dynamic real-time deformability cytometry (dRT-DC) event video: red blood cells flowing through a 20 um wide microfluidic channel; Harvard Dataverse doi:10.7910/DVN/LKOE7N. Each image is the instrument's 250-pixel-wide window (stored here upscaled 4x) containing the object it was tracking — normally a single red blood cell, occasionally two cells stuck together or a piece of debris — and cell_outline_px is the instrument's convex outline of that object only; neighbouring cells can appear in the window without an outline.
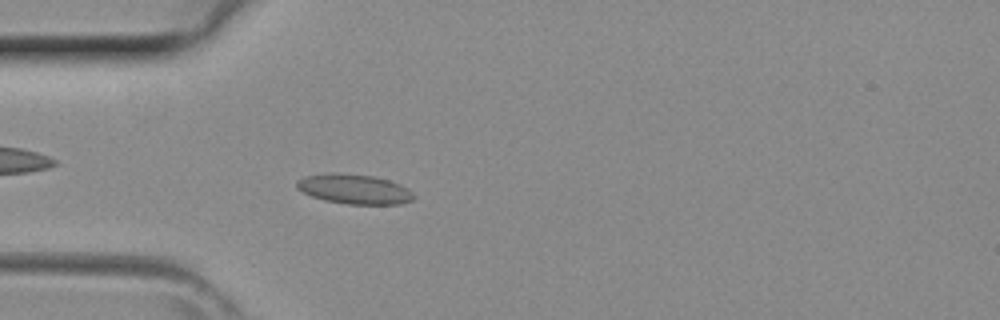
{"species": "common noctule bat (a hibernating species)", "species_latin": "Nyctalus noctula", "temperature_condition": "room temperature", "stored_images_in_passage": 33, "camera_frame_rate_fps": 3000, "um_per_image_px": 0.085, "animal": {"sex": "female", "body_mass_g": 29.2, "forearm_length_mm": 56.3}, "frame": {"image": 1, "passage_image": 3, "time_ms": 0.667, "image_size_px": [1000, 320], "cell_outline_px": [[416, 196], [412, 200], [400, 204], [348, 204], [324, 200], [312, 196], [296, 188], [296, 180], [304, 176], [332, 172], [336, 172], [372, 176], [388, 180], [400, 184], [408, 188]], "centroid_in_image_um": [30.1, 16.07], "position_along_channel_um": 54.9, "area_um2": 20.35}}
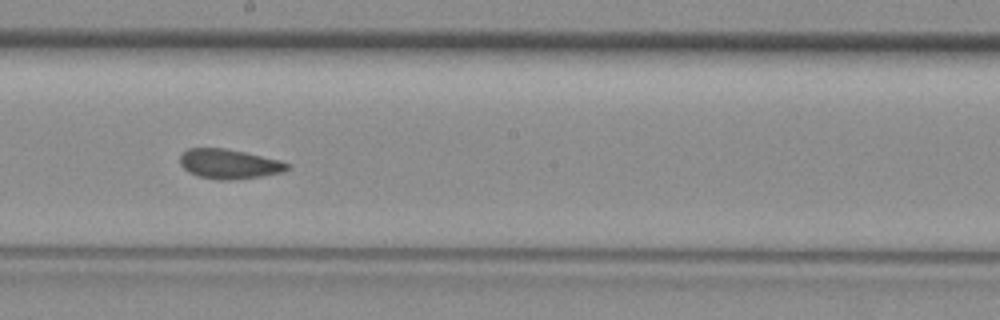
{"frame": {"image": 2, "passage_image": 14, "time_ms": 4.333, "image_size_px": [1000, 320], "cell_outline_px": [[292, 168], [284, 172], [260, 176], [228, 180], [216, 180], [196, 176], [188, 172], [180, 164], [180, 156], [188, 148], [224, 148], [244, 152], [280, 160], [288, 164]], "centroid_in_image_um": [19.47, 13.94], "position_along_channel_um": 228.7, "area_um2": 18.55}}
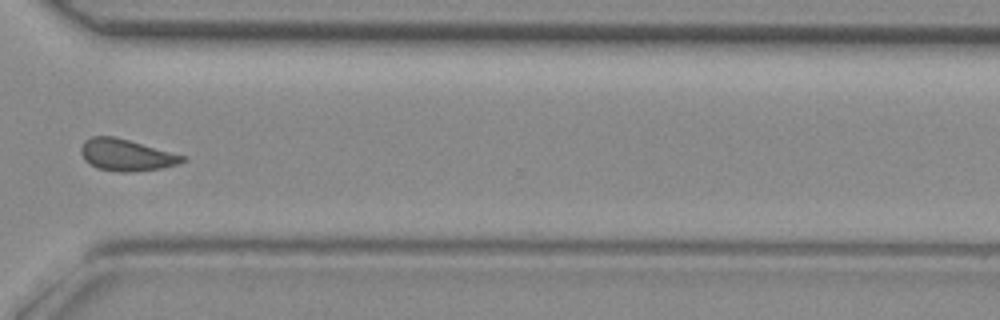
{"frame": {"image": 3, "passage_image": 22, "time_ms": 7.0, "image_size_px": [1000, 320], "cell_outline_px": [[188, 160], [176, 164], [160, 168], [132, 172], [120, 172], [96, 168], [84, 160], [80, 148], [84, 140], [92, 136], [116, 136], [188, 156]], "centroid_in_image_um": [10.75, 13.16], "position_along_channel_um": 359.8, "area_um2": 19.02}}